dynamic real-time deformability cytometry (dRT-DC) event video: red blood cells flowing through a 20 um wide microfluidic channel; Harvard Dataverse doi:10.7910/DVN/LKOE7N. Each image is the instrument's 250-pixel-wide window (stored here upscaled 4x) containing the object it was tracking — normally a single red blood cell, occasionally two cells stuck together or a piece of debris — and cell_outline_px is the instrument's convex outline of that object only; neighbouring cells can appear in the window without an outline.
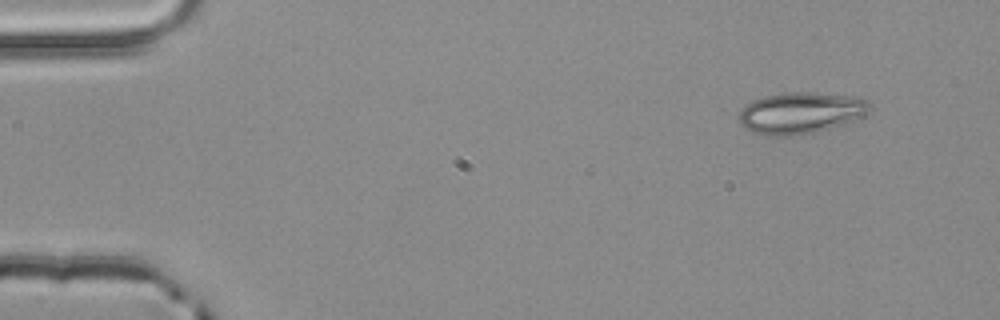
{"species": "common noctule bat (a hibernating species)", "species_latin": "Nyctalus noctula", "temperature_condition": "room temperature", "stored_images_in_passage": 3, "camera_frame_rate_fps": 3000, "um_per_image_px": 0.085, "animal": {"sex": "male", "body_mass_g": 20.4}, "frame": {"image": 1, "passage_image": 1, "time_ms": 0.0, "image_size_px": [1000, 320], "cell_outline_px": [[872, 108], [868, 112], [852, 120], [812, 132], [788, 136], [768, 136], [752, 132], [744, 128], [740, 124], [740, 112], [752, 100], [764, 96], [784, 92], [808, 92], [852, 96], [868, 100], [872, 104]], "centroid_in_image_um": [68.03, 9.58], "position_along_channel_um": 17.0, "area_um2": 31.15}}